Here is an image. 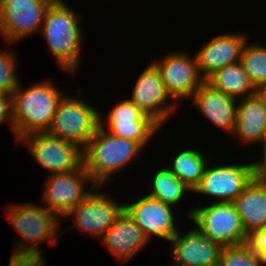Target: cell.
I'll return each mask as SVG.
<instances>
[{"label":"cell","instance_id":"obj_1","mask_svg":"<svg viewBox=\"0 0 266 266\" xmlns=\"http://www.w3.org/2000/svg\"><path fill=\"white\" fill-rule=\"evenodd\" d=\"M54 84L51 79H43L25 90L20 84L13 93L12 131L16 140L48 131L58 104L65 95Z\"/></svg>","mask_w":266,"mask_h":266},{"label":"cell","instance_id":"obj_2","mask_svg":"<svg viewBox=\"0 0 266 266\" xmlns=\"http://www.w3.org/2000/svg\"><path fill=\"white\" fill-rule=\"evenodd\" d=\"M65 1L51 4L46 12L41 34L58 65L69 74L79 69L83 45L80 16Z\"/></svg>","mask_w":266,"mask_h":266},{"label":"cell","instance_id":"obj_3","mask_svg":"<svg viewBox=\"0 0 266 266\" xmlns=\"http://www.w3.org/2000/svg\"><path fill=\"white\" fill-rule=\"evenodd\" d=\"M143 147L136 141L112 135L98 127L94 136L83 148V166L94 180L103 187L113 182L112 175L125 169L140 153Z\"/></svg>","mask_w":266,"mask_h":266},{"label":"cell","instance_id":"obj_4","mask_svg":"<svg viewBox=\"0 0 266 266\" xmlns=\"http://www.w3.org/2000/svg\"><path fill=\"white\" fill-rule=\"evenodd\" d=\"M5 210V216L24 240L15 242L12 252H42L38 244L47 240L52 246L57 245L60 236L57 233L61 226L59 217L45 206L18 203L9 205Z\"/></svg>","mask_w":266,"mask_h":266},{"label":"cell","instance_id":"obj_5","mask_svg":"<svg viewBox=\"0 0 266 266\" xmlns=\"http://www.w3.org/2000/svg\"><path fill=\"white\" fill-rule=\"evenodd\" d=\"M186 214L202 234L222 247L248 243L249 236L233 203L213 202L210 206L193 207Z\"/></svg>","mask_w":266,"mask_h":266},{"label":"cell","instance_id":"obj_6","mask_svg":"<svg viewBox=\"0 0 266 266\" xmlns=\"http://www.w3.org/2000/svg\"><path fill=\"white\" fill-rule=\"evenodd\" d=\"M99 110L79 98L63 96L47 133L76 143L82 149L99 127Z\"/></svg>","mask_w":266,"mask_h":266},{"label":"cell","instance_id":"obj_7","mask_svg":"<svg viewBox=\"0 0 266 266\" xmlns=\"http://www.w3.org/2000/svg\"><path fill=\"white\" fill-rule=\"evenodd\" d=\"M32 158L50 174L78 170L83 166V149L76 143L44 133H32L19 139Z\"/></svg>","mask_w":266,"mask_h":266},{"label":"cell","instance_id":"obj_8","mask_svg":"<svg viewBox=\"0 0 266 266\" xmlns=\"http://www.w3.org/2000/svg\"><path fill=\"white\" fill-rule=\"evenodd\" d=\"M46 0H0V35L11 44L40 32L47 10Z\"/></svg>","mask_w":266,"mask_h":266},{"label":"cell","instance_id":"obj_9","mask_svg":"<svg viewBox=\"0 0 266 266\" xmlns=\"http://www.w3.org/2000/svg\"><path fill=\"white\" fill-rule=\"evenodd\" d=\"M48 177L42 196L47 205L44 206L58 217H65L98 187L84 166L78 170L50 174ZM86 183H91L88 190L85 188Z\"/></svg>","mask_w":266,"mask_h":266},{"label":"cell","instance_id":"obj_10","mask_svg":"<svg viewBox=\"0 0 266 266\" xmlns=\"http://www.w3.org/2000/svg\"><path fill=\"white\" fill-rule=\"evenodd\" d=\"M190 54L178 50L152 62L159 70L162 82L173 102L184 98L191 100L196 90L205 82L195 56Z\"/></svg>","mask_w":266,"mask_h":266},{"label":"cell","instance_id":"obj_11","mask_svg":"<svg viewBox=\"0 0 266 266\" xmlns=\"http://www.w3.org/2000/svg\"><path fill=\"white\" fill-rule=\"evenodd\" d=\"M253 178L252 162L215 167L208 163L202 179L192 193L217 198L214 201L217 203H233Z\"/></svg>","mask_w":266,"mask_h":266},{"label":"cell","instance_id":"obj_12","mask_svg":"<svg viewBox=\"0 0 266 266\" xmlns=\"http://www.w3.org/2000/svg\"><path fill=\"white\" fill-rule=\"evenodd\" d=\"M98 186L84 201L74 207L65 217L74 216L78 231L101 239L103 234L124 212L125 204H118L107 193L99 192Z\"/></svg>","mask_w":266,"mask_h":266},{"label":"cell","instance_id":"obj_13","mask_svg":"<svg viewBox=\"0 0 266 266\" xmlns=\"http://www.w3.org/2000/svg\"><path fill=\"white\" fill-rule=\"evenodd\" d=\"M137 78L128 99L162 127L176 112L177 101L167 104V100L170 101L171 97L162 82L159 70L153 63L148 64Z\"/></svg>","mask_w":266,"mask_h":266},{"label":"cell","instance_id":"obj_14","mask_svg":"<svg viewBox=\"0 0 266 266\" xmlns=\"http://www.w3.org/2000/svg\"><path fill=\"white\" fill-rule=\"evenodd\" d=\"M107 115L99 114V127L112 135L136 141L143 148L161 128L129 99L116 103Z\"/></svg>","mask_w":266,"mask_h":266},{"label":"cell","instance_id":"obj_15","mask_svg":"<svg viewBox=\"0 0 266 266\" xmlns=\"http://www.w3.org/2000/svg\"><path fill=\"white\" fill-rule=\"evenodd\" d=\"M174 207L147 195L125 203V211L150 241L153 236L169 241L179 231L176 226Z\"/></svg>","mask_w":266,"mask_h":266},{"label":"cell","instance_id":"obj_16","mask_svg":"<svg viewBox=\"0 0 266 266\" xmlns=\"http://www.w3.org/2000/svg\"><path fill=\"white\" fill-rule=\"evenodd\" d=\"M170 242L171 266H219L223 247L211 241L196 227L184 235L178 231Z\"/></svg>","mask_w":266,"mask_h":266},{"label":"cell","instance_id":"obj_17","mask_svg":"<svg viewBox=\"0 0 266 266\" xmlns=\"http://www.w3.org/2000/svg\"><path fill=\"white\" fill-rule=\"evenodd\" d=\"M247 40L245 33H223L207 41L194 54L201 77L206 81L219 69L240 62Z\"/></svg>","mask_w":266,"mask_h":266},{"label":"cell","instance_id":"obj_18","mask_svg":"<svg viewBox=\"0 0 266 266\" xmlns=\"http://www.w3.org/2000/svg\"><path fill=\"white\" fill-rule=\"evenodd\" d=\"M101 240V244L121 265L131 260L150 242L125 210Z\"/></svg>","mask_w":266,"mask_h":266},{"label":"cell","instance_id":"obj_19","mask_svg":"<svg viewBox=\"0 0 266 266\" xmlns=\"http://www.w3.org/2000/svg\"><path fill=\"white\" fill-rule=\"evenodd\" d=\"M191 100L198 111L214 126L233 134L236 126L237 99L213 88L205 81Z\"/></svg>","mask_w":266,"mask_h":266},{"label":"cell","instance_id":"obj_20","mask_svg":"<svg viewBox=\"0 0 266 266\" xmlns=\"http://www.w3.org/2000/svg\"><path fill=\"white\" fill-rule=\"evenodd\" d=\"M266 135V101L257 91L255 94L238 99L236 126L232 136L243 145L260 143Z\"/></svg>","mask_w":266,"mask_h":266},{"label":"cell","instance_id":"obj_21","mask_svg":"<svg viewBox=\"0 0 266 266\" xmlns=\"http://www.w3.org/2000/svg\"><path fill=\"white\" fill-rule=\"evenodd\" d=\"M249 236L266 226V180L253 178L244 191L233 201Z\"/></svg>","mask_w":266,"mask_h":266},{"label":"cell","instance_id":"obj_22","mask_svg":"<svg viewBox=\"0 0 266 266\" xmlns=\"http://www.w3.org/2000/svg\"><path fill=\"white\" fill-rule=\"evenodd\" d=\"M206 82L213 88L237 100L253 95L258 91L240 62L219 69Z\"/></svg>","mask_w":266,"mask_h":266},{"label":"cell","instance_id":"obj_23","mask_svg":"<svg viewBox=\"0 0 266 266\" xmlns=\"http://www.w3.org/2000/svg\"><path fill=\"white\" fill-rule=\"evenodd\" d=\"M209 162L207 156L199 149L188 148L176 154L171 160V166L167 168L193 191L202 179Z\"/></svg>","mask_w":266,"mask_h":266},{"label":"cell","instance_id":"obj_24","mask_svg":"<svg viewBox=\"0 0 266 266\" xmlns=\"http://www.w3.org/2000/svg\"><path fill=\"white\" fill-rule=\"evenodd\" d=\"M150 182L151 189L147 196L173 207L181 202L186 193L192 192L167 167L157 170Z\"/></svg>","mask_w":266,"mask_h":266},{"label":"cell","instance_id":"obj_25","mask_svg":"<svg viewBox=\"0 0 266 266\" xmlns=\"http://www.w3.org/2000/svg\"><path fill=\"white\" fill-rule=\"evenodd\" d=\"M260 43H245L240 63L250 81L259 91L266 85V46Z\"/></svg>","mask_w":266,"mask_h":266},{"label":"cell","instance_id":"obj_26","mask_svg":"<svg viewBox=\"0 0 266 266\" xmlns=\"http://www.w3.org/2000/svg\"><path fill=\"white\" fill-rule=\"evenodd\" d=\"M263 264V260L248 243L223 247L219 260V266H262Z\"/></svg>","mask_w":266,"mask_h":266},{"label":"cell","instance_id":"obj_27","mask_svg":"<svg viewBox=\"0 0 266 266\" xmlns=\"http://www.w3.org/2000/svg\"><path fill=\"white\" fill-rule=\"evenodd\" d=\"M9 51H0V91L13 95L21 82L16 73L15 52Z\"/></svg>","mask_w":266,"mask_h":266},{"label":"cell","instance_id":"obj_28","mask_svg":"<svg viewBox=\"0 0 266 266\" xmlns=\"http://www.w3.org/2000/svg\"><path fill=\"white\" fill-rule=\"evenodd\" d=\"M42 252H12L8 266H47Z\"/></svg>","mask_w":266,"mask_h":266},{"label":"cell","instance_id":"obj_29","mask_svg":"<svg viewBox=\"0 0 266 266\" xmlns=\"http://www.w3.org/2000/svg\"><path fill=\"white\" fill-rule=\"evenodd\" d=\"M248 244L259 255L266 266V226L249 235Z\"/></svg>","mask_w":266,"mask_h":266},{"label":"cell","instance_id":"obj_30","mask_svg":"<svg viewBox=\"0 0 266 266\" xmlns=\"http://www.w3.org/2000/svg\"><path fill=\"white\" fill-rule=\"evenodd\" d=\"M8 122L13 129L12 121V95L0 91V125Z\"/></svg>","mask_w":266,"mask_h":266},{"label":"cell","instance_id":"obj_31","mask_svg":"<svg viewBox=\"0 0 266 266\" xmlns=\"http://www.w3.org/2000/svg\"><path fill=\"white\" fill-rule=\"evenodd\" d=\"M262 144V150H263V159L258 162L252 163V170L253 175L255 179L258 180H266V135L261 140Z\"/></svg>","mask_w":266,"mask_h":266},{"label":"cell","instance_id":"obj_32","mask_svg":"<svg viewBox=\"0 0 266 266\" xmlns=\"http://www.w3.org/2000/svg\"><path fill=\"white\" fill-rule=\"evenodd\" d=\"M259 92L263 95L265 101H266V85H264Z\"/></svg>","mask_w":266,"mask_h":266},{"label":"cell","instance_id":"obj_33","mask_svg":"<svg viewBox=\"0 0 266 266\" xmlns=\"http://www.w3.org/2000/svg\"><path fill=\"white\" fill-rule=\"evenodd\" d=\"M46 1L54 4V3H59V2L65 1V0H46Z\"/></svg>","mask_w":266,"mask_h":266}]
</instances>
